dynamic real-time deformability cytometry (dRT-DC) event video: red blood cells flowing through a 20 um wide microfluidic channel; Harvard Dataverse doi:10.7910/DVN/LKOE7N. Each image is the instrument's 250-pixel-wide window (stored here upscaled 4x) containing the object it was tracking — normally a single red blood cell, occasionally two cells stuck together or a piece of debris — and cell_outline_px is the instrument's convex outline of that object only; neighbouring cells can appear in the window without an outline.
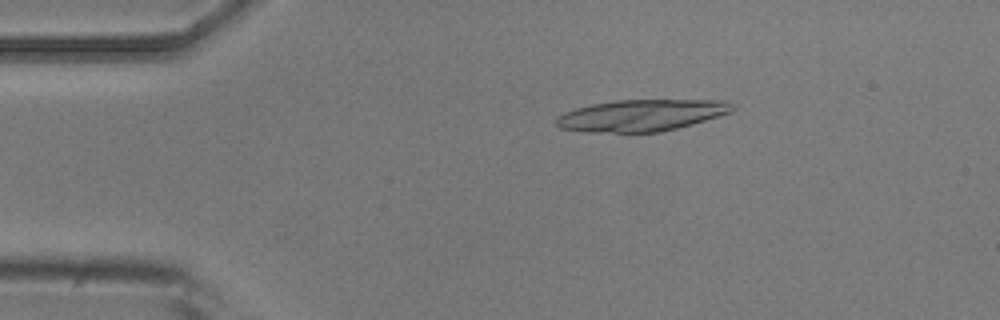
{"species": "common noctule bat (a hibernating species)", "species_latin": "Nyctalus noctula", "temperature_condition": "room temperature", "stored_images_in_passage": 8, "camera_frame_rate_fps": 3000, "um_per_image_px": 0.085, "animal": {"sex": "male", "body_mass_g": 20.5, "forearm_length_mm": 52.5}, "frame": {"image": 1, "passage_image": 2, "time_ms": 0.333, "image_size_px": [1000, 320], "cell_outline_px": [[736, 108], [732, 112], [692, 124], [660, 132], [588, 132], [560, 128], [556, 124], [556, 116], [564, 112], [576, 108], [592, 104], [616, 100], [728, 100], [736, 104]], "centroid_in_image_um": [54.56, 9.79], "position_along_channel_um": 30.4, "area_um2": 32.6}}